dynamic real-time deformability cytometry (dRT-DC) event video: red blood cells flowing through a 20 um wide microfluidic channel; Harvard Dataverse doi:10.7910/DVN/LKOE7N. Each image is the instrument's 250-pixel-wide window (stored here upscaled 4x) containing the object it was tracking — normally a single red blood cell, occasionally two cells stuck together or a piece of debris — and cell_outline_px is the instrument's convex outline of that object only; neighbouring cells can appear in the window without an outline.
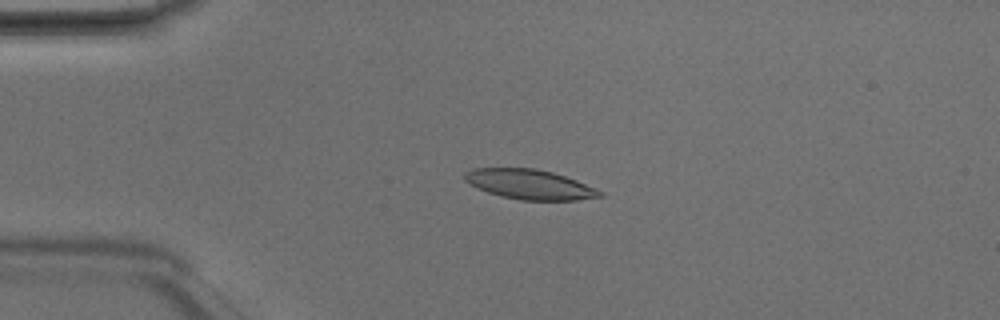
{"species": "Egyptian fruit bat (a non-hibernating species)", "species_latin": "Rousettus aegyptiacus", "temperature_condition": "room temperature", "stored_images_in_passage": 49, "camera_frame_rate_fps": 3000, "um_per_image_px": 0.085, "animal": {"sex": "male"}, "frame": {"image": 1, "passage_image": 12, "time_ms": 3.667, "image_size_px": [1000, 320], "cell_outline_px": [[604, 196], [576, 200], [520, 200], [488, 192], [476, 188], [464, 180], [464, 172], [472, 168], [536, 168], [552, 172], [576, 180], [596, 188], [604, 192]], "centroid_in_image_um": [45.02, 15.67], "position_along_channel_um": 40.0, "area_um2": 23.47}}
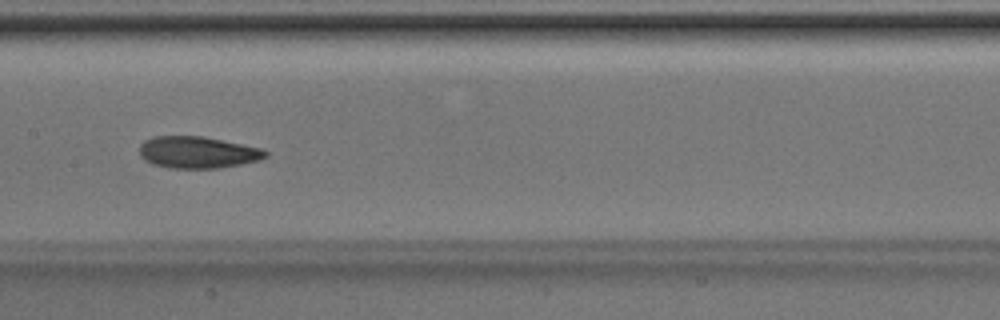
{"frame": {"image": 2, "passage_image": 25, "time_ms": 8.0, "image_size_px": [1000, 320], "cell_outline_px": [[268, 156], [260, 160], [220, 168], [168, 168], [152, 164], [144, 160], [140, 156], [140, 144], [144, 140], [152, 136], [204, 136], [264, 148], [268, 152]], "centroid_in_image_um": [16.81, 12.94], "position_along_channel_um": 190.6, "area_um2": 23.7}}
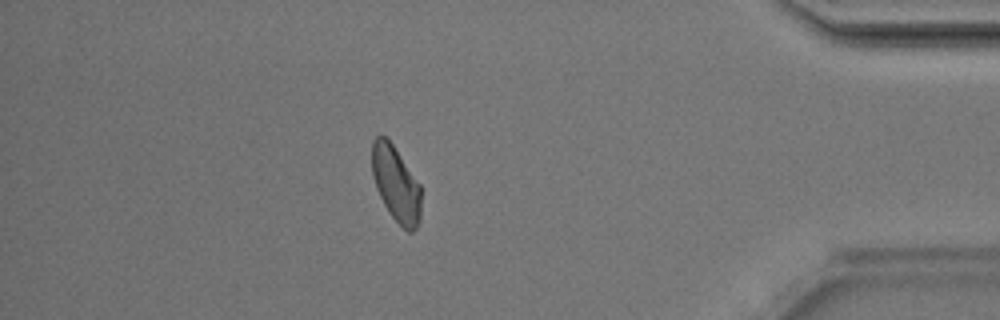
{"frame": {"image": 3, "passage_image": 43, "time_ms": 14.0, "image_size_px": [1000, 320], "cell_outline_px": [[420, 220], [416, 228], [412, 232], [408, 232], [392, 216], [384, 204], [376, 188], [372, 176], [372, 140], [376, 136], [384, 136], [392, 144], [420, 184]], "centroid_in_image_um": [33.65, 15.63], "position_along_channel_um": 401.6, "area_um2": 21.33}, "authors_computed_cell_mechanics": {"area_um2": 23.2934, "velocity_mm_per_s": 4.1712, "shape_relaxation_time_tau1_ms": 4.2719, "shape_relaxation_time_tau2_ms": 3.4074, "deformation_change_tau1": 0.1302, "deformation_change_tau2": 0.1046}}